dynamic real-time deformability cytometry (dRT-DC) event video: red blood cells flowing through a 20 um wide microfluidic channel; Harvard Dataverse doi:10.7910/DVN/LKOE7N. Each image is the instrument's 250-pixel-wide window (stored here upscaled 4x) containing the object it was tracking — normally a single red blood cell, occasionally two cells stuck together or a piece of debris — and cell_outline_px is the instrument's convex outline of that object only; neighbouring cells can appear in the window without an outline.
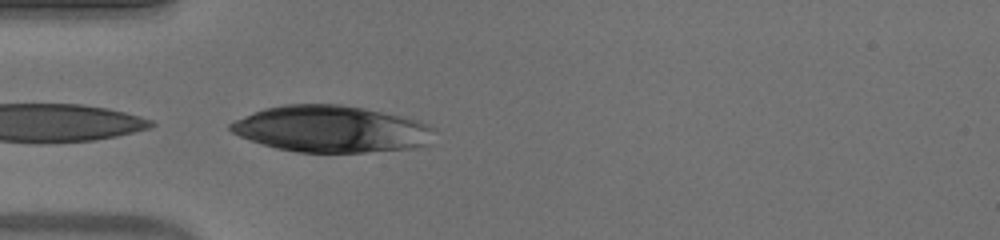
{"species": "human", "species_latin": "Homo sapiens", "temperature_condition": "warm", "stored_images_in_passage": 15, "camera_frame_rate_fps": 3000, "um_per_image_px": 0.085, "donor": {"sex": "male"}, "frame": {"image": 1, "passage_image": 15, "time_ms": 4.667, "image_size_px": [1000, 240], "cell_outline_px": [[436, 128], [428, 144], [412, 148], [364, 152], [296, 152], [276, 148], [240, 136], [232, 132], [228, 128], [228, 124], [236, 120], [264, 108], [284, 104], [340, 104], [364, 108], [404, 116], [420, 120]], "centroid_in_image_um": [28.2, 10.96], "position_along_channel_um": 56.8, "area_um2": 55.31}}